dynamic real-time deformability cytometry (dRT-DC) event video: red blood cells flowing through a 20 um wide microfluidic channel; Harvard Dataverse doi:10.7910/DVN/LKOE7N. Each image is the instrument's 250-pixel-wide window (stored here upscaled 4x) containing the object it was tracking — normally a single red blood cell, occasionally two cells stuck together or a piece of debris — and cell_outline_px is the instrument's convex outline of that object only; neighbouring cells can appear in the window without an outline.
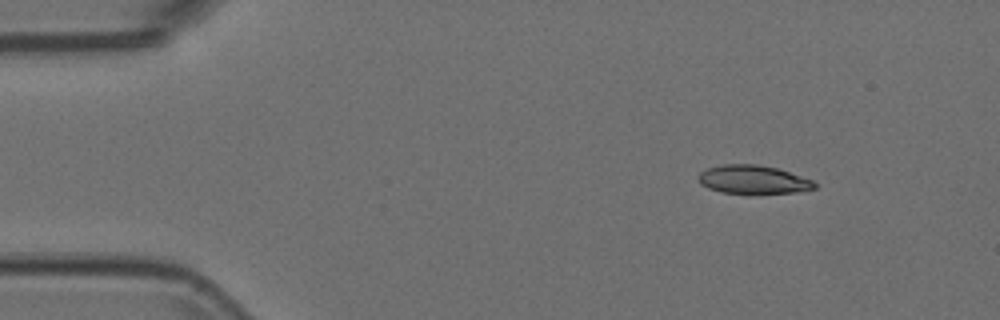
{"species": "Egyptian fruit bat (a non-hibernating species)", "species_latin": "Rousettus aegyptiacus", "temperature_condition": "room temperature", "stored_images_in_passage": 48, "camera_frame_rate_fps": 3000, "um_per_image_px": 0.085, "animal": {"sex": "female"}, "frame": {"image": 1, "passage_image": 1, "time_ms": 0.0, "image_size_px": [1000, 320], "cell_outline_px": [[816, 188], [792, 192], [720, 192], [708, 188], [700, 184], [700, 172], [708, 168], [724, 164], [756, 164], [776, 168], [812, 180], [816, 184]], "centroid_in_image_um": [63.99, 15.24], "position_along_channel_um": 21.0, "area_um2": 18.61}}
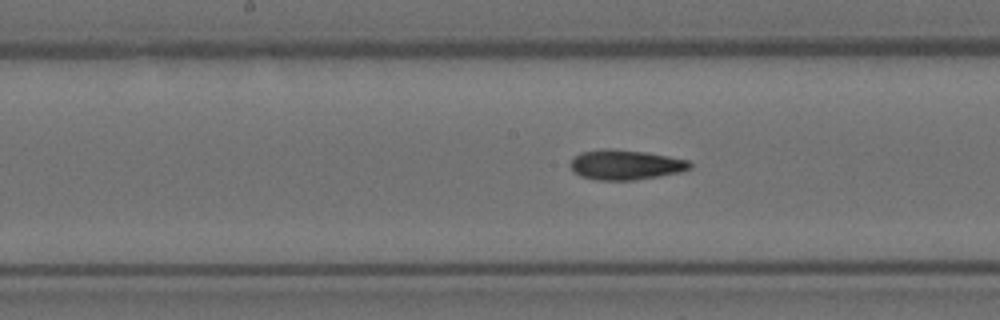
{"frame": {"image": 2, "passage_image": 21, "time_ms": 6.667, "image_size_px": [1000, 320], "cell_outline_px": [[692, 168], [680, 172], [632, 180], [596, 180], [580, 176], [568, 164], [580, 152], [604, 148], [608, 148], [644, 152], [668, 156], [688, 160], [692, 164]], "centroid_in_image_um": [53.16, 14.0], "position_along_channel_um": 195.0, "area_um2": 20.69}}
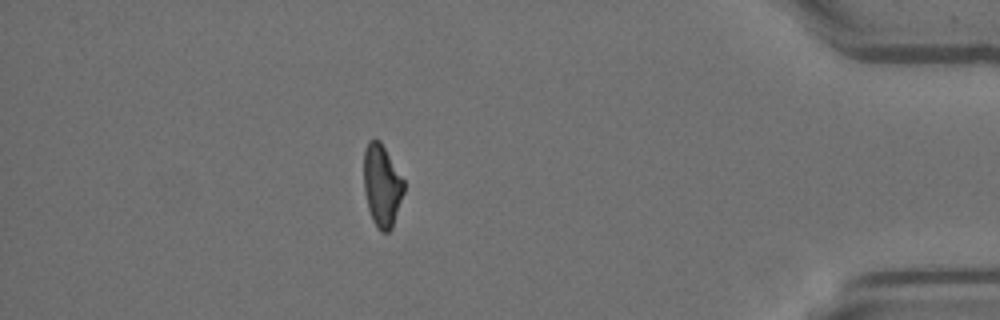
{"frame": {"image": 3, "passage_image": 41, "time_ms": 13.333, "image_size_px": [1000, 320], "cell_outline_px": [[404, 192], [392, 228], [388, 232], [380, 232], [372, 220], [368, 208], [364, 188], [364, 148], [368, 140], [380, 140], [404, 180]], "centroid_in_image_um": [32.46, 15.77], "position_along_channel_um": 402.7, "area_um2": 19.19}}